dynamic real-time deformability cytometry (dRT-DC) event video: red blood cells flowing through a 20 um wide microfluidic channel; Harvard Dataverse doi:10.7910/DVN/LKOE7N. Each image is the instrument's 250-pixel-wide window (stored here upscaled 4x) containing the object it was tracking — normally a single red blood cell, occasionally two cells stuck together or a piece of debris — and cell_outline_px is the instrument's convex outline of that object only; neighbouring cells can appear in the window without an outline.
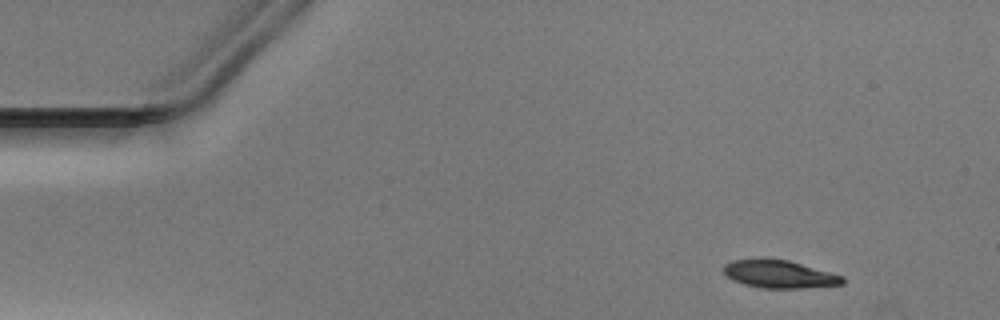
{"species": "Egyptian fruit bat (a non-hibernating species)", "species_latin": "Rousettus aegyptiacus", "temperature_condition": "warm", "stored_images_in_passage": 37, "camera_frame_rate_fps": 3000, "um_per_image_px": 0.085, "animal": {"sex": "male"}, "frame": {"image": 1, "passage_image": 1, "time_ms": 0.0, "image_size_px": [1000, 320], "cell_outline_px": [[844, 284], [800, 288], [760, 288], [744, 284], [732, 280], [724, 272], [724, 264], [732, 260], [788, 260], [844, 276]], "centroid_in_image_um": [66.26, 23.32], "position_along_channel_um": 18.7, "area_um2": 18.84}}
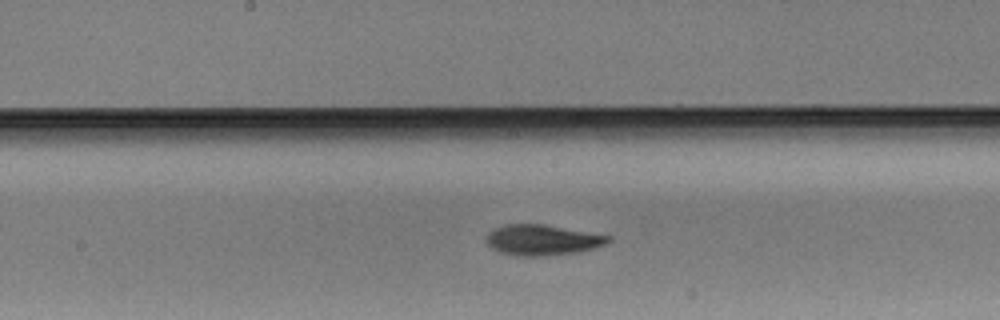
{"frame": {"image": 2, "passage_image": 22, "time_ms": 7.0, "image_size_px": [1000, 320], "cell_outline_px": [[612, 240], [604, 244], [580, 252], [544, 256], [520, 256], [500, 252], [492, 248], [488, 244], [488, 232], [492, 228], [504, 224], [540, 224], [612, 236]], "centroid_in_image_um": [46.09, 20.4], "position_along_channel_um": 202.1, "area_um2": 21.56}}
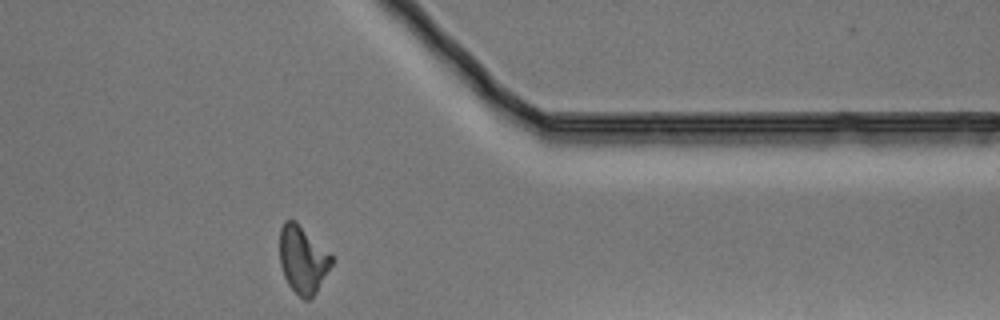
{"frame": {"image": 3, "passage_image": 37, "time_ms": 12.0, "image_size_px": [1000, 320], "cell_outline_px": [[332, 264], [316, 292], [308, 300], [304, 300], [288, 284], [284, 276], [280, 264], [280, 228], [284, 220], [296, 220], [332, 252]], "centroid_in_image_um": [25.75, 22.01], "position_along_channel_um": 385.6, "area_um2": 20.63}}